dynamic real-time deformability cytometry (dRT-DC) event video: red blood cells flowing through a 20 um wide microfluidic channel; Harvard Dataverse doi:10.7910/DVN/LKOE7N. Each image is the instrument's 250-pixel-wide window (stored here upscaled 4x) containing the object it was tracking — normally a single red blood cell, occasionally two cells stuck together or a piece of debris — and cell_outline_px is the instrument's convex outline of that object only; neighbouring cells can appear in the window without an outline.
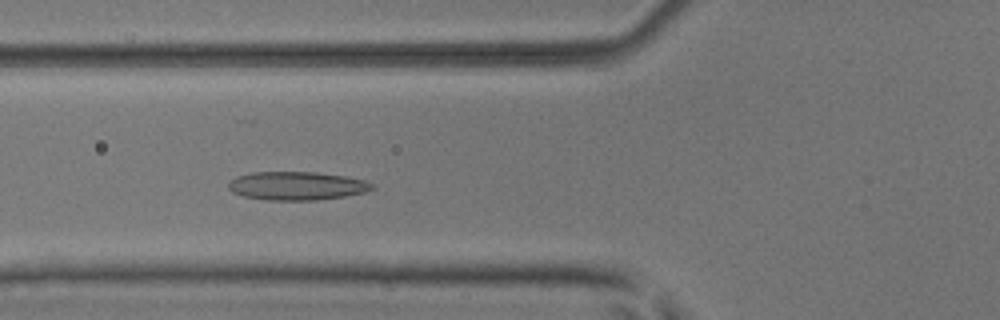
{"species": "common noctule bat (a hibernating species)", "species_latin": "Nyctalus noctula", "temperature_condition": "room temperature", "stored_images_in_passage": 42, "camera_frame_rate_fps": 3000, "um_per_image_px": 0.085, "animal": {"sex": "male", "body_mass_g": 17.9, "forearm_length_mm": 54.2}, "frame": {"image": 1, "passage_image": 10, "time_ms": 3.0, "image_size_px": [1000, 320], "cell_outline_px": [[376, 188], [364, 192], [344, 196], [312, 200], [264, 200], [244, 196], [232, 192], [228, 188], [228, 184], [236, 176], [252, 172], [316, 172], [344, 176], [364, 180], [376, 184]], "centroid_in_image_um": [25.23, 15.79], "position_along_channel_um": 100.6, "area_um2": 23.81}}
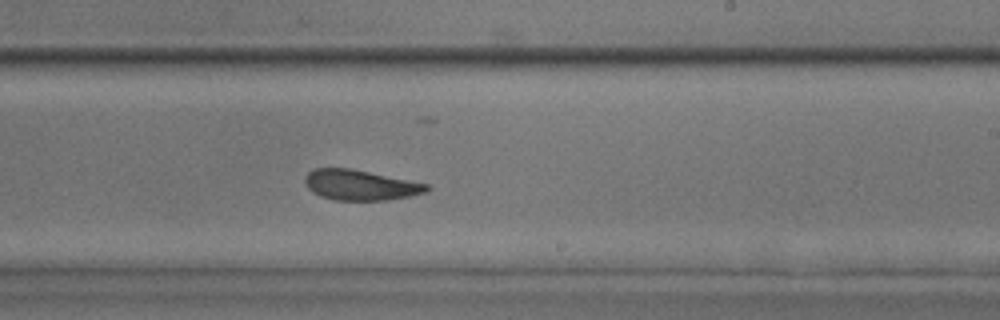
{"frame": {"image": 2, "passage_image": 22, "time_ms": 7.0, "image_size_px": [1000, 320], "cell_outline_px": [[432, 188], [424, 192], [408, 196], [388, 200], [336, 200], [320, 196], [312, 192], [308, 188], [304, 180], [304, 176], [308, 172], [316, 168], [352, 168], [428, 184]], "centroid_in_image_um": [30.6, 15.72], "position_along_channel_um": 258.4, "area_um2": 21.5}}
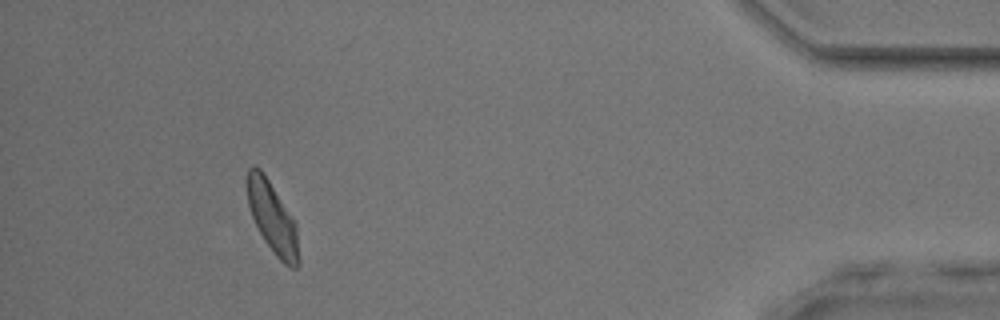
{"frame": {"image": 3, "passage_image": 38, "time_ms": 12.333, "image_size_px": [1000, 320], "cell_outline_px": [[300, 264], [296, 268], [292, 268], [284, 264], [276, 256], [264, 240], [252, 216], [248, 204], [244, 184], [244, 180], [248, 168], [252, 164], [260, 168], [268, 180], [296, 224], [300, 260]], "centroid_in_image_um": [23.12, 18.49], "position_along_channel_um": 412.1, "area_um2": 21.44}, "authors_computed_cell_mechanics": {"area_um2": 21.8484, "velocity_mm_per_s": 3.9559, "shape_relaxation_time_tau1_ms": 4.8303, "shape_relaxation_time_tau2_ms": 1.6865, "deformation_change_tau1": 0.1217, "deformation_change_tau2": 0.0846}}